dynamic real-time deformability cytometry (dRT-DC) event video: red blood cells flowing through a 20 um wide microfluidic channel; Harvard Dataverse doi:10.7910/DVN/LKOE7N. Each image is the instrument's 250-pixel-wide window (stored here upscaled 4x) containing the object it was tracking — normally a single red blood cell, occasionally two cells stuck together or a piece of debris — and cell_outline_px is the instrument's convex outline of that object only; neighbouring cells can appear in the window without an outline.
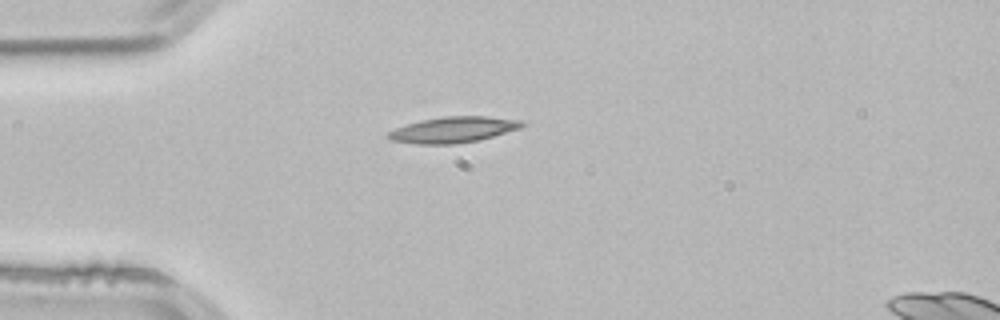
{"species": "common noctule bat (a hibernating species)", "species_latin": "Nyctalus noctula", "temperature_condition": "room temperature", "stored_images_in_passage": 1, "camera_frame_rate_fps": 3000, "um_per_image_px": 0.085, "animal": {"sex": "male", "body_mass_g": 21.5, "forearm_length_mm": 52.0}, "frame": {"image": 1, "passage_image": 1, "time_ms": 0.0, "image_size_px": [1000, 320], "cell_outline_px": [[524, 124], [520, 128], [492, 136], [476, 140], [452, 144], [416, 144], [392, 140], [388, 136], [388, 132], [396, 128], [420, 120], [444, 116], [484, 116], [520, 120]], "centroid_in_image_um": [38.5, 11.02], "position_along_channel_um": 46.5, "area_um2": 19.77}}